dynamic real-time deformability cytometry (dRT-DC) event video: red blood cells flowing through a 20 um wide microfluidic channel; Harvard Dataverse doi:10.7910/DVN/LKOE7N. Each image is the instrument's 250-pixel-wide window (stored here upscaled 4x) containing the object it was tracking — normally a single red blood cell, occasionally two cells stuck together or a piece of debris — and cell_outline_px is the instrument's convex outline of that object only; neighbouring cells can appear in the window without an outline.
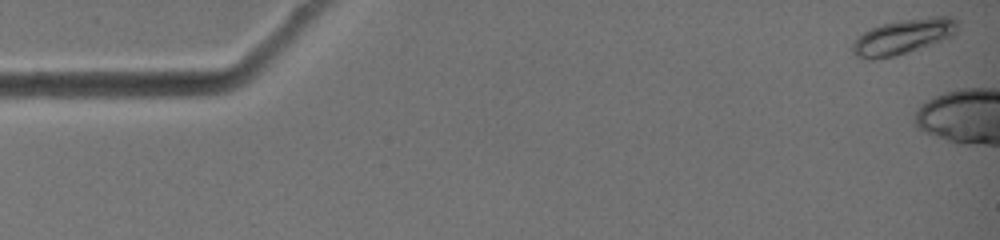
{"species": "common noctule bat (a hibernating species)", "species_latin": "Nyctalus noctula", "temperature_condition": "warm", "stored_images_in_passage": 3, "camera_frame_rate_fps": 3000, "um_per_image_px": 0.085, "animal": {"sex": "female", "body_mass_g": 19.0, "forearm_length_mm": 51.5}, "frame": {"image": 1, "passage_image": 1, "time_ms": 0.0, "image_size_px": [1000, 240], "cell_outline_px": [[956, 32], [952, 36], [908, 52], [896, 56], [872, 60], [864, 60], [856, 56], [852, 52], [852, 44], [864, 32], [872, 28], [884, 24], [904, 20], [932, 16], [952, 16], [956, 20]], "centroid_in_image_um": [76.74, 3.13], "position_along_channel_um": 8.3, "area_um2": 21.15}}